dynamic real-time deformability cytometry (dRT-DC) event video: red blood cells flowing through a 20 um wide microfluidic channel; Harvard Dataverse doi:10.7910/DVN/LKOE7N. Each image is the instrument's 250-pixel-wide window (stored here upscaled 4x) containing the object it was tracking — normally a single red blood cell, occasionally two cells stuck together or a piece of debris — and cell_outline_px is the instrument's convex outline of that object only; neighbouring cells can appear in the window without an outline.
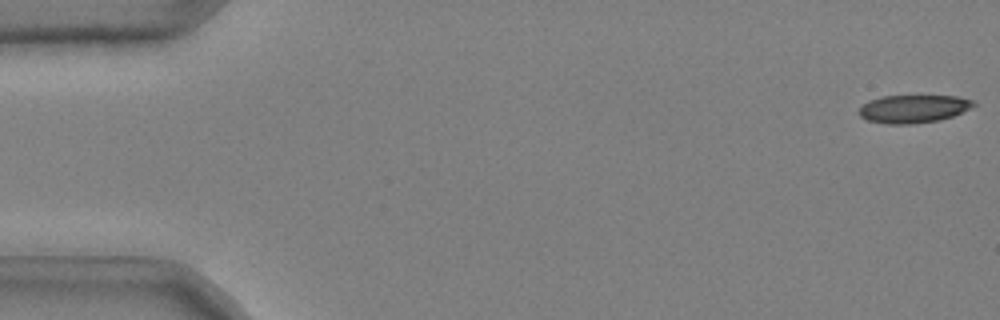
{"species": "common noctule bat (a hibernating species)", "species_latin": "Nyctalus noctula", "temperature_condition": "cold", "stored_images_in_passage": 48, "camera_frame_rate_fps": 3000, "um_per_image_px": 0.085, "animal": {"sex": "male", "body_mass_g": 20.4}, "frame": {"image": 1, "passage_image": 1, "time_ms": 0.0, "image_size_px": [1000, 320], "cell_outline_px": [[976, 104], [952, 116], [940, 120], [912, 124], [888, 124], [868, 120], [860, 116], [856, 112], [868, 100], [884, 96], [956, 96], [972, 100]], "centroid_in_image_um": [77.59, 9.25], "position_along_channel_um": 7.4, "area_um2": 18.5}}
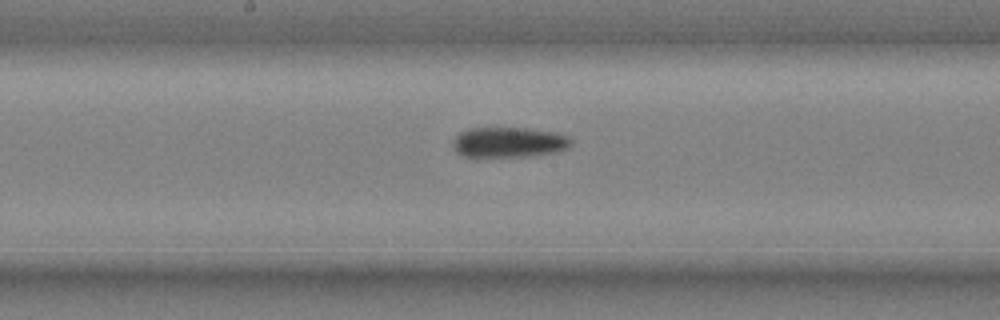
{"frame": {"image": 2, "passage_image": 28, "time_ms": 9.0, "image_size_px": [1000, 320], "cell_outline_px": [[572, 144], [568, 148], [560, 152], [536, 156], [464, 156], [456, 152], [452, 148], [452, 140], [460, 132], [468, 128], [528, 128], [556, 132], [568, 136], [572, 140]], "centroid_in_image_um": [43.29, 12.09], "position_along_channel_um": 204.9, "area_um2": 21.21}}
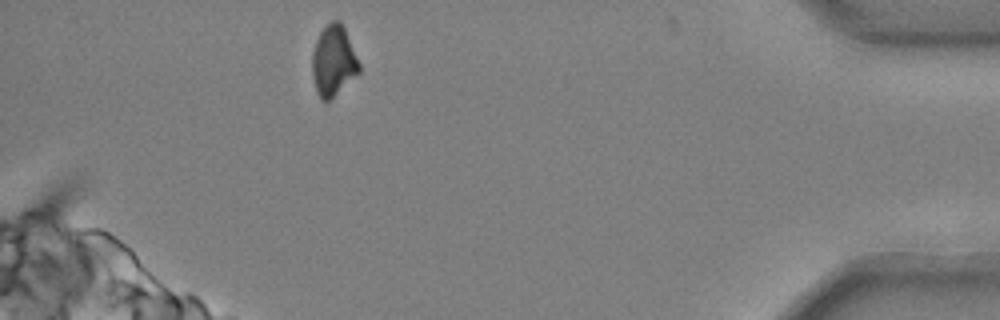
{"frame": {"image": 3, "passage_image": 48, "time_ms": 15.667, "image_size_px": [1000, 320], "cell_outline_px": [[360, 72], [328, 100], [320, 100], [316, 92], [312, 76], [312, 52], [316, 40], [320, 32], [332, 20], [340, 20], [344, 28], [360, 64]], "centroid_in_image_um": [28.32, 5.17], "position_along_channel_um": 406.9, "area_um2": 19.07}}